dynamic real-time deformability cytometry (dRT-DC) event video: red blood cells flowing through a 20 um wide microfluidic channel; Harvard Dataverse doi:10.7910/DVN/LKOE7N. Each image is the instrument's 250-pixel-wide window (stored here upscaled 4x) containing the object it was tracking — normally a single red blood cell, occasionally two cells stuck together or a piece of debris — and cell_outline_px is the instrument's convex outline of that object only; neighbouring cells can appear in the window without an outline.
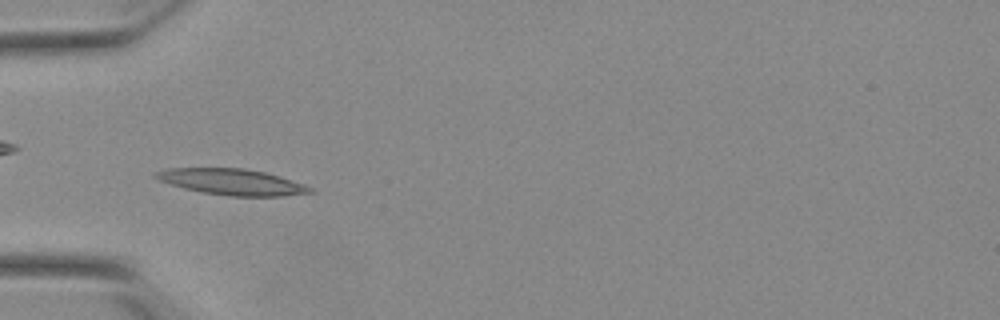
{"species": "Egyptian fruit bat (a non-hibernating species)", "species_latin": "Rousettus aegyptiacus", "temperature_condition": "warm", "stored_images_in_passage": 39, "camera_frame_rate_fps": 3000, "um_per_image_px": 0.085, "animal": {"sex": "female"}, "frame": {"image": 1, "passage_image": 3, "time_ms": 0.667, "image_size_px": [1000, 320], "cell_outline_px": [[316, 192], [280, 196], [228, 196], [204, 192], [184, 188], [160, 180], [152, 176], [156, 172], [168, 168], [244, 168], [264, 172], [280, 176], [304, 184], [312, 188]], "centroid_in_image_um": [19.75, 15.46], "position_along_channel_um": 65.3, "area_um2": 23.24}}
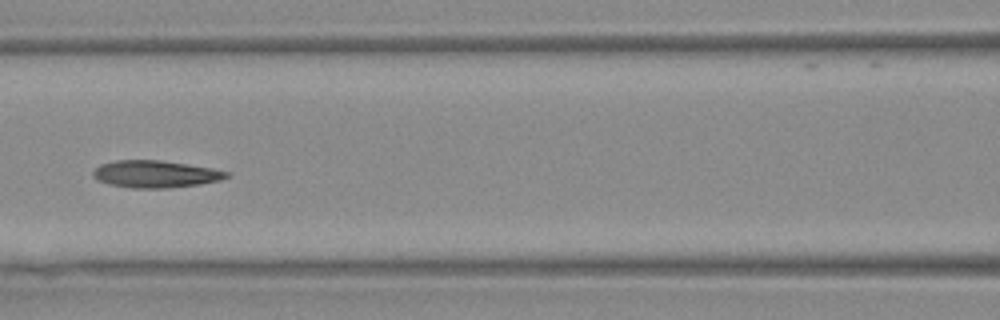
{"frame": {"image": 2, "passage_image": 10, "time_ms": 3.0, "image_size_px": [1000, 320], "cell_outline_px": [[232, 172], [228, 176], [220, 180], [200, 184], [168, 188], [132, 188], [108, 184], [96, 180], [92, 176], [92, 172], [100, 164], [116, 160], [160, 160], [212, 168]], "centroid_in_image_um": [13.19, 14.8], "position_along_channel_um": 153.4, "area_um2": 21.21}}
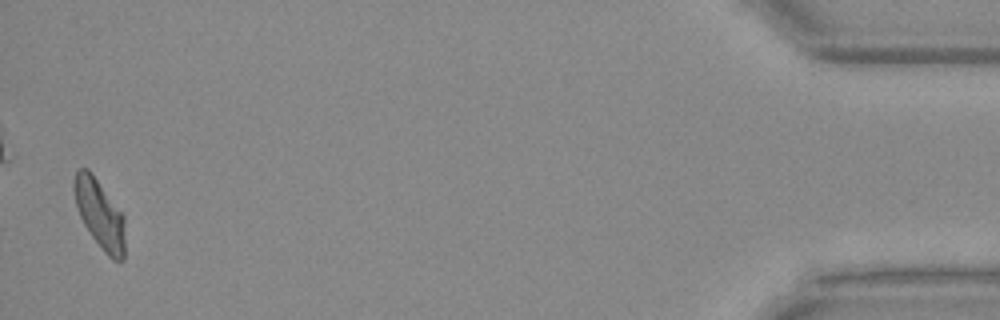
{"frame": {"image": 3, "passage_image": 38, "time_ms": 12.333, "image_size_px": [1000, 320], "cell_outline_px": [[124, 260], [112, 260], [104, 252], [92, 236], [84, 224], [80, 216], [76, 204], [72, 188], [72, 184], [76, 172], [80, 168], [88, 168], [124, 216]], "centroid_in_image_um": [8.46, 18.19], "position_along_channel_um": 426.7, "area_um2": 20.17}, "authors_computed_cell_mechanics": {"area_um2": 20.5768, "velocity_mm_per_s": 3.8449, "shape_relaxation_time_tau1_ms": 5.1412, "shape_relaxation_time_tau2_ms": 1.641, "deformation_change_tau1": 0.1867, "deformation_change_tau2": 0.0962}}